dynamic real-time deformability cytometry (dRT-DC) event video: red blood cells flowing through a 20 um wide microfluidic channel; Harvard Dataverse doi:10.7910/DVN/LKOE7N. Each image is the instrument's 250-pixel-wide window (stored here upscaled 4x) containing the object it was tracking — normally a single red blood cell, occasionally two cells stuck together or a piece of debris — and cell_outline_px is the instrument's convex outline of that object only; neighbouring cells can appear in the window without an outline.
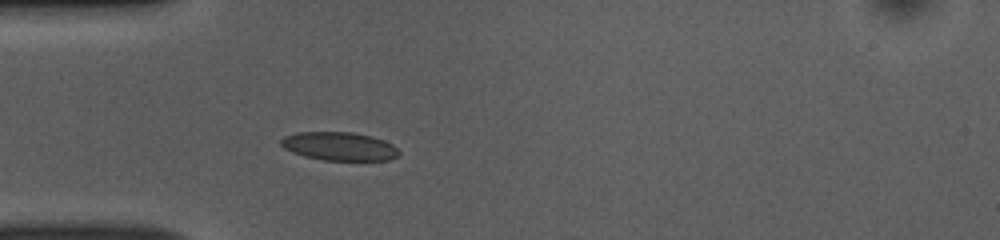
{"species": "common noctule bat (a hibernating species)", "species_latin": "Nyctalus noctula", "temperature_condition": "room temperature", "stored_images_in_passage": 31, "camera_frame_rate_fps": 3000, "um_per_image_px": 0.085, "animal": {"sex": "female", "body_mass_g": 10.0, "forearm_length_mm": 53.1}, "frame": {"image": 1, "passage_image": 1, "time_ms": 0.0, "image_size_px": [1000, 240], "cell_outline_px": [[400, 152], [396, 156], [388, 160], [324, 160], [304, 156], [292, 152], [284, 148], [280, 144], [280, 140], [284, 136], [296, 132], [352, 132], [372, 136], [384, 140], [392, 144]], "centroid_in_image_um": [28.81, 12.42], "position_along_channel_um": 56.2, "area_um2": 19.54}}
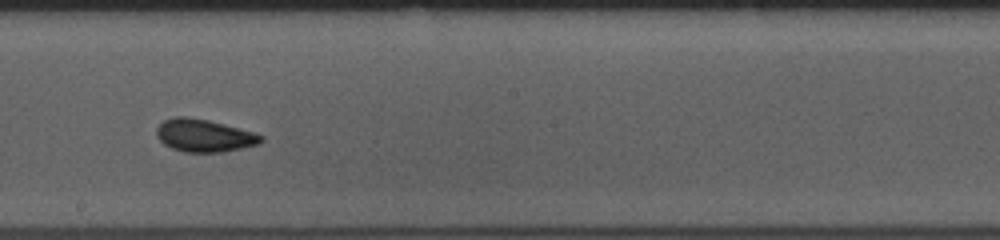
{"frame": {"image": 2, "passage_image": 15, "time_ms": 4.667, "image_size_px": [1000, 240], "cell_outline_px": [[264, 140], [260, 144], [220, 152], [184, 152], [172, 148], [164, 144], [156, 136], [156, 128], [164, 120], [176, 116], [188, 116], [208, 120], [256, 132], [264, 136]], "centroid_in_image_um": [17.37, 11.51], "position_along_channel_um": 230.8, "area_um2": 20.0}}
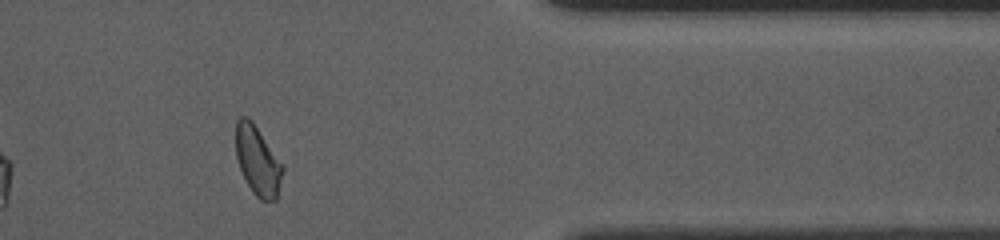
{"frame": {"image": 3, "passage_image": 29, "time_ms": 9.333, "image_size_px": [1000, 240], "cell_outline_px": [[284, 172], [276, 200], [260, 200], [252, 192], [240, 168], [236, 156], [236, 120], [240, 116], [248, 116], [252, 120], [284, 164]], "centroid_in_image_um": [21.93, 13.64], "position_along_channel_um": 389.5, "area_um2": 19.13}, "authors_computed_cell_mechanics": {"area_um2": 19.2474, "velocity_mm_per_s": 3.8336, "shape_relaxation_time_tau1_ms": 4.1677, "shape_relaxation_time_tau2_ms": 1.589, "deformation_change_tau1": 0.0927, "deformation_change_tau2": 0.0691}}